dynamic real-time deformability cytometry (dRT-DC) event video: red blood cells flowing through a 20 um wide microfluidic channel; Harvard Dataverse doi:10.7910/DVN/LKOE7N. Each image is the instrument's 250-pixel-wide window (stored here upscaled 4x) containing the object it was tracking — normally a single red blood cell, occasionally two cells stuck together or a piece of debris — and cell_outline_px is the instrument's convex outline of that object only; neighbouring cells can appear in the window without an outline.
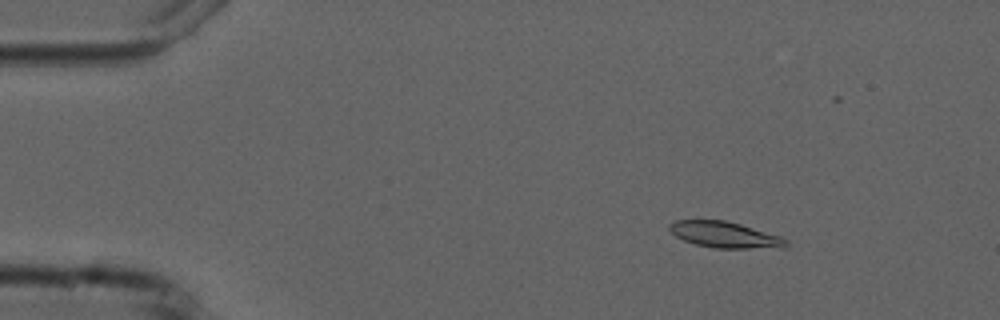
{"species": "common noctule bat (a hibernating species)", "species_latin": "Nyctalus noctula", "temperature_condition": "cold", "stored_images_in_passage": 5, "camera_frame_rate_fps": 3000, "um_per_image_px": 0.085, "animal": {"sex": "male", "forearm_length_mm": 52.5}, "frame": {"image": 1, "passage_image": 3, "time_ms": 2.333, "image_size_px": [1000, 320], "cell_outline_px": [[788, 244], [784, 248], [712, 248], [696, 244], [684, 240], [676, 236], [668, 228], [668, 224], [676, 220], [724, 220], [740, 224], [780, 236], [788, 240]], "centroid_in_image_um": [61.62, 19.96], "position_along_channel_um": 23.4, "area_um2": 17.69}}